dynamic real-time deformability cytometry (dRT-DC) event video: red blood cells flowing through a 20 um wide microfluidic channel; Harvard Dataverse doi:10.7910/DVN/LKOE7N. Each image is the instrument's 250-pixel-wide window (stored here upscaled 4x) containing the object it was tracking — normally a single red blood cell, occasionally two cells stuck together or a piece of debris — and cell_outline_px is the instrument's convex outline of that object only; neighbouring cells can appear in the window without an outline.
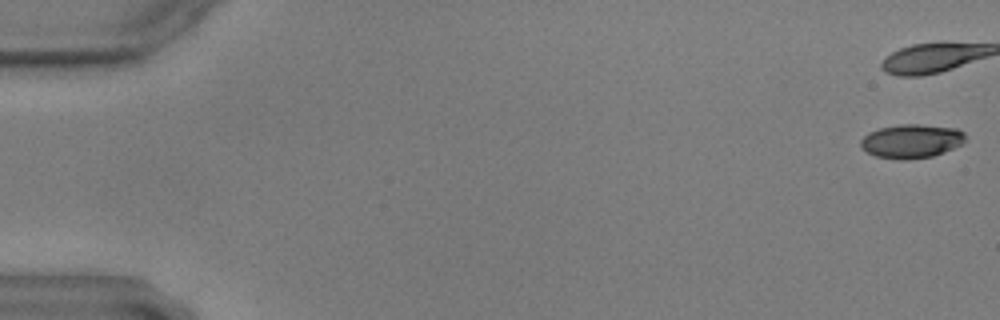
{"species": "common noctule bat (a hibernating species)", "species_latin": "Nyctalus noctula", "temperature_condition": "warm", "stored_images_in_passage": 25, "camera_frame_rate_fps": 3000, "um_per_image_px": 0.085, "animal": {"sex": "male", "body_mass_g": 17.9, "forearm_length_mm": 54.2}, "frame": {"image": 1, "passage_image": 1, "time_ms": 0.0, "image_size_px": [1000, 320], "cell_outline_px": [[964, 140], [960, 144], [944, 152], [932, 156], [908, 160], [900, 160], [876, 156], [860, 148], [860, 140], [868, 132], [880, 128], [900, 124], [916, 124], [956, 128], [964, 132]], "centroid_in_image_um": [77.43, 12.0], "position_along_channel_um": 7.6, "area_um2": 20.58}}